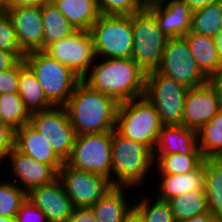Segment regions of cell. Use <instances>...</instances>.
Wrapping results in <instances>:
<instances>
[{
  "mask_svg": "<svg viewBox=\"0 0 222 222\" xmlns=\"http://www.w3.org/2000/svg\"><path fill=\"white\" fill-rule=\"evenodd\" d=\"M222 27V2L207 5L193 12L190 31L214 37Z\"/></svg>",
  "mask_w": 222,
  "mask_h": 222,
  "instance_id": "4dcf8cb0",
  "label": "cell"
},
{
  "mask_svg": "<svg viewBox=\"0 0 222 222\" xmlns=\"http://www.w3.org/2000/svg\"><path fill=\"white\" fill-rule=\"evenodd\" d=\"M27 199L44 212L48 222H67L75 208L58 178L32 188Z\"/></svg>",
  "mask_w": 222,
  "mask_h": 222,
  "instance_id": "2e32d148",
  "label": "cell"
},
{
  "mask_svg": "<svg viewBox=\"0 0 222 222\" xmlns=\"http://www.w3.org/2000/svg\"><path fill=\"white\" fill-rule=\"evenodd\" d=\"M29 124L44 137L63 162L69 158L76 134L64 106L31 113Z\"/></svg>",
  "mask_w": 222,
  "mask_h": 222,
  "instance_id": "30bf717a",
  "label": "cell"
},
{
  "mask_svg": "<svg viewBox=\"0 0 222 222\" xmlns=\"http://www.w3.org/2000/svg\"><path fill=\"white\" fill-rule=\"evenodd\" d=\"M23 60L54 106H64L76 85L82 80L68 66L60 63L44 50L30 52Z\"/></svg>",
  "mask_w": 222,
  "mask_h": 222,
  "instance_id": "277c9868",
  "label": "cell"
},
{
  "mask_svg": "<svg viewBox=\"0 0 222 222\" xmlns=\"http://www.w3.org/2000/svg\"><path fill=\"white\" fill-rule=\"evenodd\" d=\"M90 32L97 58H131L132 15L100 14Z\"/></svg>",
  "mask_w": 222,
  "mask_h": 222,
  "instance_id": "52a82bcc",
  "label": "cell"
},
{
  "mask_svg": "<svg viewBox=\"0 0 222 222\" xmlns=\"http://www.w3.org/2000/svg\"><path fill=\"white\" fill-rule=\"evenodd\" d=\"M10 9V0H0V13L8 12Z\"/></svg>",
  "mask_w": 222,
  "mask_h": 222,
  "instance_id": "c3c4849f",
  "label": "cell"
},
{
  "mask_svg": "<svg viewBox=\"0 0 222 222\" xmlns=\"http://www.w3.org/2000/svg\"><path fill=\"white\" fill-rule=\"evenodd\" d=\"M221 109L218 91L211 81L199 87L189 88L184 101L182 125L198 132Z\"/></svg>",
  "mask_w": 222,
  "mask_h": 222,
  "instance_id": "5bb4252c",
  "label": "cell"
},
{
  "mask_svg": "<svg viewBox=\"0 0 222 222\" xmlns=\"http://www.w3.org/2000/svg\"><path fill=\"white\" fill-rule=\"evenodd\" d=\"M185 3L194 11L203 9L207 5L222 2V0H184Z\"/></svg>",
  "mask_w": 222,
  "mask_h": 222,
  "instance_id": "ee69618b",
  "label": "cell"
},
{
  "mask_svg": "<svg viewBox=\"0 0 222 222\" xmlns=\"http://www.w3.org/2000/svg\"><path fill=\"white\" fill-rule=\"evenodd\" d=\"M82 80L118 104L145 95L146 72L132 58H98ZM97 62V63H96Z\"/></svg>",
  "mask_w": 222,
  "mask_h": 222,
  "instance_id": "6da1fadb",
  "label": "cell"
},
{
  "mask_svg": "<svg viewBox=\"0 0 222 222\" xmlns=\"http://www.w3.org/2000/svg\"><path fill=\"white\" fill-rule=\"evenodd\" d=\"M76 30L90 31L100 11L96 0H51Z\"/></svg>",
  "mask_w": 222,
  "mask_h": 222,
  "instance_id": "cb8c5ba5",
  "label": "cell"
},
{
  "mask_svg": "<svg viewBox=\"0 0 222 222\" xmlns=\"http://www.w3.org/2000/svg\"><path fill=\"white\" fill-rule=\"evenodd\" d=\"M0 222H15V218H11V217H0Z\"/></svg>",
  "mask_w": 222,
  "mask_h": 222,
  "instance_id": "681fc988",
  "label": "cell"
},
{
  "mask_svg": "<svg viewBox=\"0 0 222 222\" xmlns=\"http://www.w3.org/2000/svg\"><path fill=\"white\" fill-rule=\"evenodd\" d=\"M15 130L9 125L0 124V164L8 158L14 148Z\"/></svg>",
  "mask_w": 222,
  "mask_h": 222,
  "instance_id": "f35d334b",
  "label": "cell"
},
{
  "mask_svg": "<svg viewBox=\"0 0 222 222\" xmlns=\"http://www.w3.org/2000/svg\"><path fill=\"white\" fill-rule=\"evenodd\" d=\"M183 37L201 72L211 80L222 69L214 38L193 31H189Z\"/></svg>",
  "mask_w": 222,
  "mask_h": 222,
  "instance_id": "7402d4cb",
  "label": "cell"
},
{
  "mask_svg": "<svg viewBox=\"0 0 222 222\" xmlns=\"http://www.w3.org/2000/svg\"><path fill=\"white\" fill-rule=\"evenodd\" d=\"M197 143L204 159L222 158V109L197 132Z\"/></svg>",
  "mask_w": 222,
  "mask_h": 222,
  "instance_id": "83f0119b",
  "label": "cell"
},
{
  "mask_svg": "<svg viewBox=\"0 0 222 222\" xmlns=\"http://www.w3.org/2000/svg\"><path fill=\"white\" fill-rule=\"evenodd\" d=\"M24 57V53H12L0 50V72L13 68Z\"/></svg>",
  "mask_w": 222,
  "mask_h": 222,
  "instance_id": "ab89813d",
  "label": "cell"
},
{
  "mask_svg": "<svg viewBox=\"0 0 222 222\" xmlns=\"http://www.w3.org/2000/svg\"><path fill=\"white\" fill-rule=\"evenodd\" d=\"M118 103L81 80L64 105L76 135L113 131Z\"/></svg>",
  "mask_w": 222,
  "mask_h": 222,
  "instance_id": "7a4b0ae2",
  "label": "cell"
},
{
  "mask_svg": "<svg viewBox=\"0 0 222 222\" xmlns=\"http://www.w3.org/2000/svg\"><path fill=\"white\" fill-rule=\"evenodd\" d=\"M0 124H4L1 112H0Z\"/></svg>",
  "mask_w": 222,
  "mask_h": 222,
  "instance_id": "f907efd6",
  "label": "cell"
},
{
  "mask_svg": "<svg viewBox=\"0 0 222 222\" xmlns=\"http://www.w3.org/2000/svg\"><path fill=\"white\" fill-rule=\"evenodd\" d=\"M163 124L155 107L143 96L118 105L115 130L153 151Z\"/></svg>",
  "mask_w": 222,
  "mask_h": 222,
  "instance_id": "5b68a950",
  "label": "cell"
},
{
  "mask_svg": "<svg viewBox=\"0 0 222 222\" xmlns=\"http://www.w3.org/2000/svg\"><path fill=\"white\" fill-rule=\"evenodd\" d=\"M14 147L38 162L51 165L57 172L64 164L44 137L29 123L15 130Z\"/></svg>",
  "mask_w": 222,
  "mask_h": 222,
  "instance_id": "ffe728a7",
  "label": "cell"
},
{
  "mask_svg": "<svg viewBox=\"0 0 222 222\" xmlns=\"http://www.w3.org/2000/svg\"><path fill=\"white\" fill-rule=\"evenodd\" d=\"M22 52L44 50V27L41 6H26L8 10Z\"/></svg>",
  "mask_w": 222,
  "mask_h": 222,
  "instance_id": "9a60e30c",
  "label": "cell"
},
{
  "mask_svg": "<svg viewBox=\"0 0 222 222\" xmlns=\"http://www.w3.org/2000/svg\"><path fill=\"white\" fill-rule=\"evenodd\" d=\"M19 62L11 69L0 72V94H18Z\"/></svg>",
  "mask_w": 222,
  "mask_h": 222,
  "instance_id": "74e56055",
  "label": "cell"
},
{
  "mask_svg": "<svg viewBox=\"0 0 222 222\" xmlns=\"http://www.w3.org/2000/svg\"><path fill=\"white\" fill-rule=\"evenodd\" d=\"M0 217L15 218L27 193L17 183L0 181Z\"/></svg>",
  "mask_w": 222,
  "mask_h": 222,
  "instance_id": "d6a6232c",
  "label": "cell"
},
{
  "mask_svg": "<svg viewBox=\"0 0 222 222\" xmlns=\"http://www.w3.org/2000/svg\"><path fill=\"white\" fill-rule=\"evenodd\" d=\"M111 153L113 186H127L136 190L155 167L153 152L146 145L125 138L116 130H113Z\"/></svg>",
  "mask_w": 222,
  "mask_h": 222,
  "instance_id": "3957f363",
  "label": "cell"
},
{
  "mask_svg": "<svg viewBox=\"0 0 222 222\" xmlns=\"http://www.w3.org/2000/svg\"><path fill=\"white\" fill-rule=\"evenodd\" d=\"M101 14L132 15L146 6L147 0H96Z\"/></svg>",
  "mask_w": 222,
  "mask_h": 222,
  "instance_id": "e575fe53",
  "label": "cell"
},
{
  "mask_svg": "<svg viewBox=\"0 0 222 222\" xmlns=\"http://www.w3.org/2000/svg\"><path fill=\"white\" fill-rule=\"evenodd\" d=\"M204 192L209 211L222 221V158L205 159Z\"/></svg>",
  "mask_w": 222,
  "mask_h": 222,
  "instance_id": "484cf974",
  "label": "cell"
},
{
  "mask_svg": "<svg viewBox=\"0 0 222 222\" xmlns=\"http://www.w3.org/2000/svg\"><path fill=\"white\" fill-rule=\"evenodd\" d=\"M44 51L81 79L89 73L95 60L98 61L90 31L77 30L67 38L52 42Z\"/></svg>",
  "mask_w": 222,
  "mask_h": 222,
  "instance_id": "4fadbf2b",
  "label": "cell"
},
{
  "mask_svg": "<svg viewBox=\"0 0 222 222\" xmlns=\"http://www.w3.org/2000/svg\"><path fill=\"white\" fill-rule=\"evenodd\" d=\"M41 17L44 27V49L52 42L67 38L77 31L51 1L41 6Z\"/></svg>",
  "mask_w": 222,
  "mask_h": 222,
  "instance_id": "4316f807",
  "label": "cell"
},
{
  "mask_svg": "<svg viewBox=\"0 0 222 222\" xmlns=\"http://www.w3.org/2000/svg\"><path fill=\"white\" fill-rule=\"evenodd\" d=\"M219 218L211 212H207L201 215L192 216L189 219L180 222H219Z\"/></svg>",
  "mask_w": 222,
  "mask_h": 222,
  "instance_id": "7bdbcfd3",
  "label": "cell"
},
{
  "mask_svg": "<svg viewBox=\"0 0 222 222\" xmlns=\"http://www.w3.org/2000/svg\"><path fill=\"white\" fill-rule=\"evenodd\" d=\"M153 154L202 155L197 143V132L183 125H163Z\"/></svg>",
  "mask_w": 222,
  "mask_h": 222,
  "instance_id": "d6986e66",
  "label": "cell"
},
{
  "mask_svg": "<svg viewBox=\"0 0 222 222\" xmlns=\"http://www.w3.org/2000/svg\"><path fill=\"white\" fill-rule=\"evenodd\" d=\"M112 139L113 131L76 135L65 163L78 170L102 175L112 184Z\"/></svg>",
  "mask_w": 222,
  "mask_h": 222,
  "instance_id": "ba28073f",
  "label": "cell"
},
{
  "mask_svg": "<svg viewBox=\"0 0 222 222\" xmlns=\"http://www.w3.org/2000/svg\"><path fill=\"white\" fill-rule=\"evenodd\" d=\"M146 7L156 16L159 29L169 38L190 31L193 10L184 0H147Z\"/></svg>",
  "mask_w": 222,
  "mask_h": 222,
  "instance_id": "e0dca14e",
  "label": "cell"
},
{
  "mask_svg": "<svg viewBox=\"0 0 222 222\" xmlns=\"http://www.w3.org/2000/svg\"><path fill=\"white\" fill-rule=\"evenodd\" d=\"M15 222H48L43 211L26 199L20 206Z\"/></svg>",
  "mask_w": 222,
  "mask_h": 222,
  "instance_id": "8d00e7d4",
  "label": "cell"
},
{
  "mask_svg": "<svg viewBox=\"0 0 222 222\" xmlns=\"http://www.w3.org/2000/svg\"><path fill=\"white\" fill-rule=\"evenodd\" d=\"M213 38H214L215 46L218 51L219 58L222 63V30L218 34H216Z\"/></svg>",
  "mask_w": 222,
  "mask_h": 222,
  "instance_id": "7dc6e473",
  "label": "cell"
},
{
  "mask_svg": "<svg viewBox=\"0 0 222 222\" xmlns=\"http://www.w3.org/2000/svg\"><path fill=\"white\" fill-rule=\"evenodd\" d=\"M159 192L156 198L168 201L173 197L183 195L190 191H204L205 185V159L194 171L178 174L160 175Z\"/></svg>",
  "mask_w": 222,
  "mask_h": 222,
  "instance_id": "44dd1931",
  "label": "cell"
},
{
  "mask_svg": "<svg viewBox=\"0 0 222 222\" xmlns=\"http://www.w3.org/2000/svg\"><path fill=\"white\" fill-rule=\"evenodd\" d=\"M122 222H143L140 213L132 206L124 215Z\"/></svg>",
  "mask_w": 222,
  "mask_h": 222,
  "instance_id": "f6af8a7d",
  "label": "cell"
},
{
  "mask_svg": "<svg viewBox=\"0 0 222 222\" xmlns=\"http://www.w3.org/2000/svg\"><path fill=\"white\" fill-rule=\"evenodd\" d=\"M67 222H96L91 208L75 207Z\"/></svg>",
  "mask_w": 222,
  "mask_h": 222,
  "instance_id": "60d3db41",
  "label": "cell"
},
{
  "mask_svg": "<svg viewBox=\"0 0 222 222\" xmlns=\"http://www.w3.org/2000/svg\"><path fill=\"white\" fill-rule=\"evenodd\" d=\"M159 175L184 174L196 170L204 161L202 155L153 154ZM157 161V162H156Z\"/></svg>",
  "mask_w": 222,
  "mask_h": 222,
  "instance_id": "f546056e",
  "label": "cell"
},
{
  "mask_svg": "<svg viewBox=\"0 0 222 222\" xmlns=\"http://www.w3.org/2000/svg\"><path fill=\"white\" fill-rule=\"evenodd\" d=\"M133 53L131 58L146 73L161 64L169 39L160 29L156 16L145 6L132 14Z\"/></svg>",
  "mask_w": 222,
  "mask_h": 222,
  "instance_id": "8992f818",
  "label": "cell"
},
{
  "mask_svg": "<svg viewBox=\"0 0 222 222\" xmlns=\"http://www.w3.org/2000/svg\"><path fill=\"white\" fill-rule=\"evenodd\" d=\"M0 112L3 123L14 130L29 123L31 115L19 94H0Z\"/></svg>",
  "mask_w": 222,
  "mask_h": 222,
  "instance_id": "1f68e13d",
  "label": "cell"
},
{
  "mask_svg": "<svg viewBox=\"0 0 222 222\" xmlns=\"http://www.w3.org/2000/svg\"><path fill=\"white\" fill-rule=\"evenodd\" d=\"M8 158L14 177L20 180L17 185L26 193L34 187L49 184L58 178V172L51 165L38 162L15 147Z\"/></svg>",
  "mask_w": 222,
  "mask_h": 222,
  "instance_id": "ac0fdd59",
  "label": "cell"
},
{
  "mask_svg": "<svg viewBox=\"0 0 222 222\" xmlns=\"http://www.w3.org/2000/svg\"><path fill=\"white\" fill-rule=\"evenodd\" d=\"M150 199L146 195L141 201L134 203L135 205L132 204L140 213L143 222H176L168 201L156 198L153 203Z\"/></svg>",
  "mask_w": 222,
  "mask_h": 222,
  "instance_id": "836d02e7",
  "label": "cell"
},
{
  "mask_svg": "<svg viewBox=\"0 0 222 222\" xmlns=\"http://www.w3.org/2000/svg\"><path fill=\"white\" fill-rule=\"evenodd\" d=\"M188 90L185 85L157 70L146 73L144 97L155 107L163 125H182Z\"/></svg>",
  "mask_w": 222,
  "mask_h": 222,
  "instance_id": "9c48e42d",
  "label": "cell"
},
{
  "mask_svg": "<svg viewBox=\"0 0 222 222\" xmlns=\"http://www.w3.org/2000/svg\"><path fill=\"white\" fill-rule=\"evenodd\" d=\"M51 0H10V9L26 6H43Z\"/></svg>",
  "mask_w": 222,
  "mask_h": 222,
  "instance_id": "b9f144b4",
  "label": "cell"
},
{
  "mask_svg": "<svg viewBox=\"0 0 222 222\" xmlns=\"http://www.w3.org/2000/svg\"><path fill=\"white\" fill-rule=\"evenodd\" d=\"M210 81L216 87L222 105V69Z\"/></svg>",
  "mask_w": 222,
  "mask_h": 222,
  "instance_id": "bcb514c9",
  "label": "cell"
},
{
  "mask_svg": "<svg viewBox=\"0 0 222 222\" xmlns=\"http://www.w3.org/2000/svg\"><path fill=\"white\" fill-rule=\"evenodd\" d=\"M58 179L74 207L91 208L113 187L104 176L75 169L65 162L58 171Z\"/></svg>",
  "mask_w": 222,
  "mask_h": 222,
  "instance_id": "7c38bea8",
  "label": "cell"
},
{
  "mask_svg": "<svg viewBox=\"0 0 222 222\" xmlns=\"http://www.w3.org/2000/svg\"><path fill=\"white\" fill-rule=\"evenodd\" d=\"M0 50L23 53L7 12L0 13Z\"/></svg>",
  "mask_w": 222,
  "mask_h": 222,
  "instance_id": "d590c367",
  "label": "cell"
},
{
  "mask_svg": "<svg viewBox=\"0 0 222 222\" xmlns=\"http://www.w3.org/2000/svg\"><path fill=\"white\" fill-rule=\"evenodd\" d=\"M18 94L30 114L54 107L47 99L38 79L23 59L19 61Z\"/></svg>",
  "mask_w": 222,
  "mask_h": 222,
  "instance_id": "603a6c76",
  "label": "cell"
},
{
  "mask_svg": "<svg viewBox=\"0 0 222 222\" xmlns=\"http://www.w3.org/2000/svg\"><path fill=\"white\" fill-rule=\"evenodd\" d=\"M168 202L176 222L210 212L204 191H190L173 197Z\"/></svg>",
  "mask_w": 222,
  "mask_h": 222,
  "instance_id": "f1b7e54d",
  "label": "cell"
},
{
  "mask_svg": "<svg viewBox=\"0 0 222 222\" xmlns=\"http://www.w3.org/2000/svg\"><path fill=\"white\" fill-rule=\"evenodd\" d=\"M156 70L188 88L199 87L210 81L201 72L183 36L168 39L161 64Z\"/></svg>",
  "mask_w": 222,
  "mask_h": 222,
  "instance_id": "8fae6325",
  "label": "cell"
},
{
  "mask_svg": "<svg viewBox=\"0 0 222 222\" xmlns=\"http://www.w3.org/2000/svg\"><path fill=\"white\" fill-rule=\"evenodd\" d=\"M133 190L127 186H113L91 209L94 212L96 222H122L124 215L132 206L129 203L124 189ZM130 204V205H129Z\"/></svg>",
  "mask_w": 222,
  "mask_h": 222,
  "instance_id": "d4e9b609",
  "label": "cell"
}]
</instances>
